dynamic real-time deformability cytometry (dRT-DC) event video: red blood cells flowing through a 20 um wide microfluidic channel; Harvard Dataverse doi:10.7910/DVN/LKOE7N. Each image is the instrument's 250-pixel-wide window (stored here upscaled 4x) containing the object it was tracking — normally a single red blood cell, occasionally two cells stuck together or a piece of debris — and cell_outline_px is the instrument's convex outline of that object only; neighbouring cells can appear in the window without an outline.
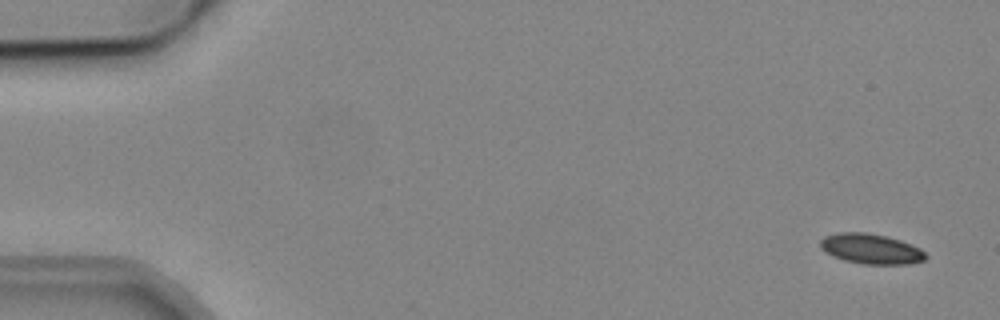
{"species": "common noctule bat (a hibernating species)", "species_latin": "Nyctalus noctula", "temperature_condition": "cold", "stored_images_in_passage": 5, "camera_frame_rate_fps": 3000, "um_per_image_px": 0.085, "animal": {"sex": "male", "body_mass_g": 19.2, "forearm_length_mm": 51.8}, "frame": {"image": 1, "passage_image": 1, "time_ms": 0.0, "image_size_px": [1000, 320], "cell_outline_px": [[928, 256], [924, 260], [908, 264], [864, 264], [844, 260], [832, 256], [820, 248], [820, 240], [824, 236], [836, 232], [864, 232], [884, 236], [900, 240], [920, 248]], "centroid_in_image_um": [74.0, 21.15], "position_along_channel_um": 11.0, "area_um2": 18.5}}
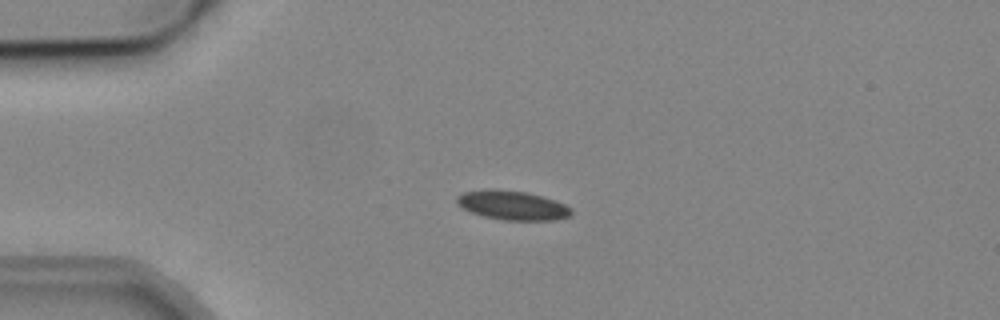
{"frame": {"image": 2, "passage_image": 4, "time_ms": 3.667, "image_size_px": [1000, 320], "cell_outline_px": [[572, 212], [568, 216], [556, 220], [504, 220], [484, 216], [460, 208], [456, 204], [456, 196], [464, 192], [492, 188], [528, 192], [564, 204], [572, 208]], "centroid_in_image_um": [43.5, 17.44], "position_along_channel_um": 41.5, "area_um2": 19.48}}